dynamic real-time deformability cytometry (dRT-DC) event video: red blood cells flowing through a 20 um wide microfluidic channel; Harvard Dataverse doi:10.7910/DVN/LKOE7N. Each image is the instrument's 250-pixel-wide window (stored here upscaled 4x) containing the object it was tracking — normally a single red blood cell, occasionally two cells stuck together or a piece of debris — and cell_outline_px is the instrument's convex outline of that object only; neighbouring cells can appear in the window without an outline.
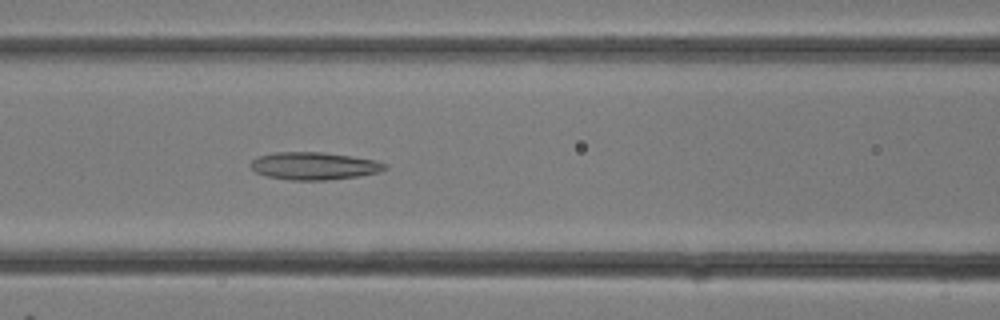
{"species": "common noctule bat (a hibernating species)", "species_latin": "Nyctalus noctula", "temperature_condition": "room temperature", "stored_images_in_passage": 13, "camera_frame_rate_fps": 3000, "um_per_image_px": 0.085, "animal": {"sex": "female"}, "frame": {"image": 1, "passage_image": 13, "time_ms": 4.0, "image_size_px": [1000, 320], "cell_outline_px": [[388, 168], [380, 172], [360, 176], [324, 180], [292, 180], [268, 176], [256, 172], [248, 164], [256, 156], [276, 152], [324, 152], [376, 160], [388, 164]], "centroid_in_image_um": [26.72, 14.1], "position_along_channel_um": 139.9, "area_um2": 21.68}}